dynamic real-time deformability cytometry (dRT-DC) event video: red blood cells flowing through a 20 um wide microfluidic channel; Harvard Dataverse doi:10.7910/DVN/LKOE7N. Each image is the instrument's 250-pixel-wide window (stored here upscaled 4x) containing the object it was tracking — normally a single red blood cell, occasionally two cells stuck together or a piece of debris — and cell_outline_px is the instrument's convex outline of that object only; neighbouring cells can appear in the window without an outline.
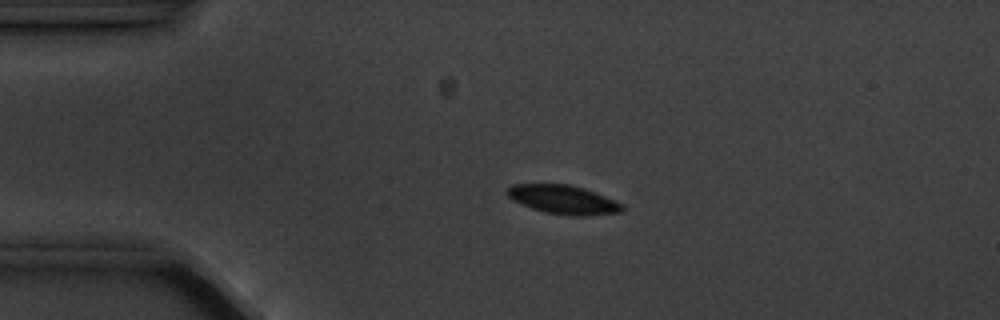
{"species": "common noctule bat (a hibernating species)", "species_latin": "Nyctalus noctula", "temperature_condition": "cold", "stored_images_in_passage": 4, "camera_frame_rate_fps": 3000, "um_per_image_px": 0.085, "animal": {"sex": "male", "body_mass_g": 20.1, "forearm_length_mm": 53.5}, "frame": {"image": 1, "passage_image": 3, "time_ms": 2.333, "image_size_px": [1000, 320], "cell_outline_px": [[624, 208], [620, 212], [588, 216], [572, 216], [544, 212], [532, 208], [512, 200], [504, 192], [512, 184], [568, 184], [584, 188], [596, 192], [616, 200], [624, 204]], "centroid_in_image_um": [47.9, 16.97], "position_along_channel_um": 37.1, "area_um2": 19.54}}